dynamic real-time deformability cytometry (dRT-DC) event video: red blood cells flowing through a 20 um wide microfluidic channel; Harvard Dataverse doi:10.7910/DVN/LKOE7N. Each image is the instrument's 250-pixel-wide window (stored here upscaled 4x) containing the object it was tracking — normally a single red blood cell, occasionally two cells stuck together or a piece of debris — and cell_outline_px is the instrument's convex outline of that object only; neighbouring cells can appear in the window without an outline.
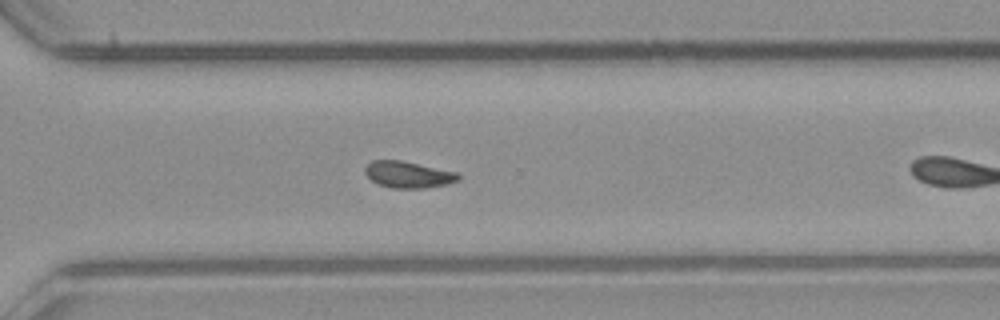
{"species": "common noctule bat (a hibernating species)", "species_latin": "Nyctalus noctula", "temperature_condition": "room temperature", "stored_images_in_passage": 29, "camera_frame_rate_fps": 3000, "um_per_image_px": 0.085, "animal": {"sex": "male", "body_mass_g": 23.1, "forearm_length_mm": 52.7}, "frame": {"image": 1, "passage_image": 25, "time_ms": 8.0, "image_size_px": [1000, 320], "cell_outline_px": [[460, 180], [448, 184], [428, 188], [392, 188], [376, 184], [364, 172], [364, 168], [372, 160], [400, 160], [460, 172]], "centroid_in_image_um": [34.74, 14.84], "position_along_channel_um": 335.9, "area_um2": 14.68}}